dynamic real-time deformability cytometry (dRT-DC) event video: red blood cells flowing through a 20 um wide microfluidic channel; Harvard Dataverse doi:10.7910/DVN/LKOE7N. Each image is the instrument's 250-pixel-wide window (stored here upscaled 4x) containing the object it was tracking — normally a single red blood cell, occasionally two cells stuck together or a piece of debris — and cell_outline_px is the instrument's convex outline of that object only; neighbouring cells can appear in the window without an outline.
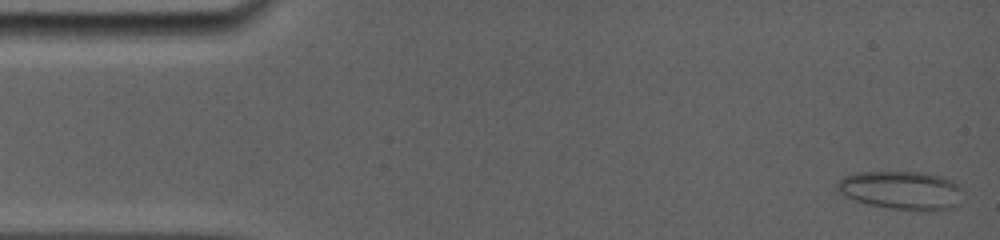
{"species": "common noctule bat (a hibernating species)", "species_latin": "Nyctalus noctula", "temperature_condition": "room temperature", "stored_images_in_passage": 66, "camera_frame_rate_fps": 5000, "um_per_image_px": 0.085, "animal": {"sex": "female", "body_mass_g": 19.0, "forearm_length_mm": 56.7}, "frame": {"image": 1, "passage_image": 2, "time_ms": 0.2, "image_size_px": [1000, 240], "cell_outline_px": [[964, 188], [960, 204], [956, 208], [932, 212], [924, 212], [888, 208], [868, 204], [844, 196], [836, 188], [836, 184], [844, 176], [852, 172], [920, 172], [940, 176], [952, 180], [960, 184]], "centroid_in_image_um": [76.71, 16.2], "position_along_channel_um": 8.3, "area_um2": 29.02}}
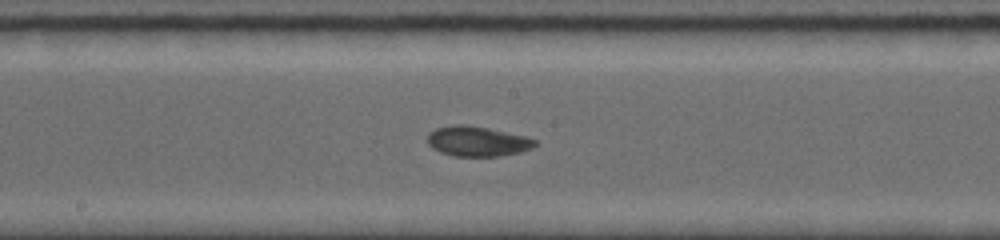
{"frame": {"image": 2, "passage_image": 33, "time_ms": 8.4, "image_size_px": [1000, 240], "cell_outline_px": [[540, 144], [532, 148], [520, 152], [500, 156], [452, 156], [440, 152], [432, 148], [428, 144], [428, 132], [436, 128], [452, 124], [464, 124], [488, 128], [528, 136], [536, 140]], "centroid_in_image_um": [40.6, 12.0], "position_along_channel_um": 207.6, "area_um2": 19.13}}
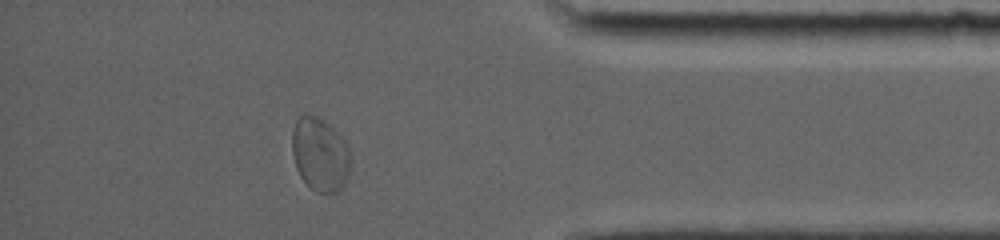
{"frame": {"image": 3, "passage_image": 58, "time_ms": 14.0, "image_size_px": [1000, 240], "cell_outline_px": [[352, 160], [348, 176], [344, 188], [336, 192], [316, 192], [300, 176], [296, 168], [292, 152], [292, 132], [296, 120], [300, 116], [316, 116], [324, 120], [344, 140], [348, 148]], "centroid_in_image_um": [27.22, 13.15], "position_along_channel_um": 408.0, "area_um2": 25.03}, "authors_computed_cell_mechanics": {"area_um2": 20.3167, "velocity_mm_per_s": 3.8427, "shape_relaxation_time_tau1_ms": null, "shape_relaxation_time_tau2_ms": 1.8352, "deformation_change_tau1": null, "deformation_change_tau2": 0.0614}}